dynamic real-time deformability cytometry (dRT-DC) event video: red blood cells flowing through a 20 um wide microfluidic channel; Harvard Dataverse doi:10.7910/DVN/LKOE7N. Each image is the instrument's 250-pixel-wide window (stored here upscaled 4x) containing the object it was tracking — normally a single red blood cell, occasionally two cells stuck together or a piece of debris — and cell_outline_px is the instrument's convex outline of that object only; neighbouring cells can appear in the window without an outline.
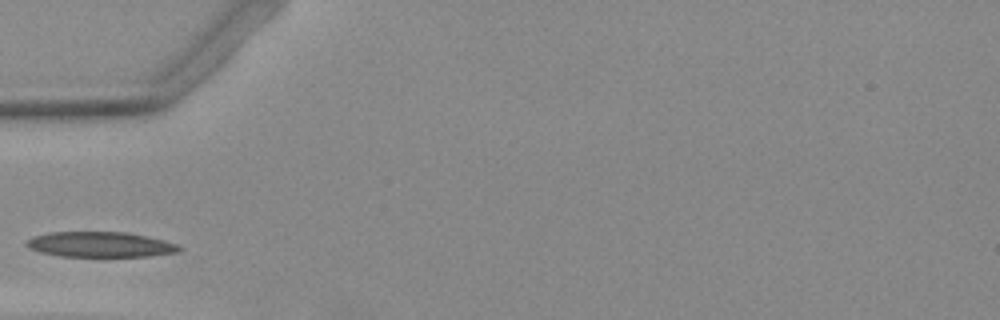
{"species": "Egyptian fruit bat (a non-hibernating species)", "species_latin": "Rousettus aegyptiacus", "temperature_condition": "warm", "stored_images_in_passage": 25, "camera_frame_rate_fps": 3000, "um_per_image_px": 0.085, "animal": {"sex": "female"}, "frame": {"image": 1, "passage_image": 1, "time_ms": 0.0, "image_size_px": [1000, 320], "cell_outline_px": [[180, 252], [152, 256], [60, 256], [40, 252], [28, 248], [24, 244], [28, 240], [36, 236], [52, 232], [124, 232], [148, 236], [164, 240], [176, 244], [180, 248]], "centroid_in_image_um": [8.54, 20.78], "position_along_channel_um": 76.5, "area_um2": 22.37}}